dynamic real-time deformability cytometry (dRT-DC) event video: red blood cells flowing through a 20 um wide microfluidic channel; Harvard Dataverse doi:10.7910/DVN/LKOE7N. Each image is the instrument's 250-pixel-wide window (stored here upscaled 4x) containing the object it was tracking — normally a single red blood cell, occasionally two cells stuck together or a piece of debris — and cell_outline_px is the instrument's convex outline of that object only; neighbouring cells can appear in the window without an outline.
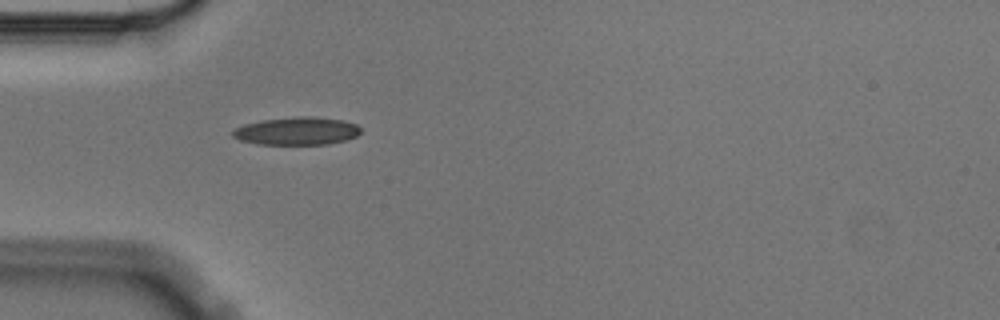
{"species": "Egyptian fruit bat (a non-hibernating species)", "species_latin": "Rousettus aegyptiacus", "temperature_condition": "cold", "stored_images_in_passage": 10, "camera_frame_rate_fps": 3000, "um_per_image_px": 0.085, "animal": {"sex": "male"}, "frame": {"image": 1, "passage_image": 1, "time_ms": 0.0, "image_size_px": [1000, 320], "cell_outline_px": [[360, 132], [356, 136], [348, 140], [328, 144], [256, 144], [240, 140], [232, 136], [232, 128], [244, 124], [260, 120], [300, 116], [312, 116], [344, 120], [356, 124], [360, 128]], "centroid_in_image_um": [25.21, 11.13], "position_along_channel_um": 59.8, "area_um2": 20.98}}
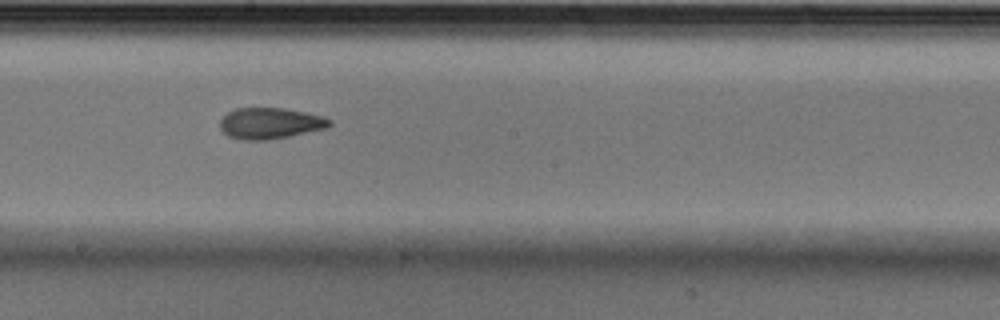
{"frame": {"image": 2, "passage_image": 5, "time_ms": 1.333, "image_size_px": [1000, 320], "cell_outline_px": [[332, 124], [328, 128], [268, 140], [240, 140], [228, 136], [220, 128], [220, 120], [228, 112], [236, 108], [284, 108], [324, 116], [332, 120]], "centroid_in_image_um": [22.97, 10.48], "position_along_channel_um": 225.2, "area_um2": 19.94}}
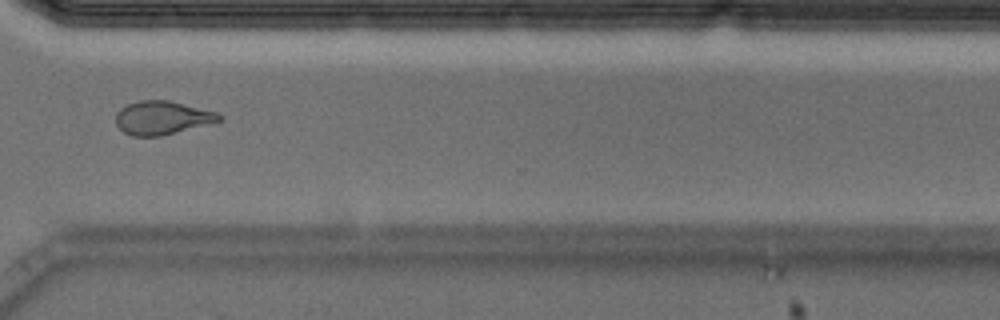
{"frame": {"image": 3, "passage_image": 8, "time_ms": 2.333, "image_size_px": [1000, 320], "cell_outline_px": [[224, 120], [160, 136], [132, 136], [124, 132], [116, 124], [116, 112], [120, 108], [128, 104], [140, 100], [168, 100], [216, 112], [224, 116]], "centroid_in_image_um": [13.78, 10.01], "position_along_channel_um": 356.8, "area_um2": 20.11}}